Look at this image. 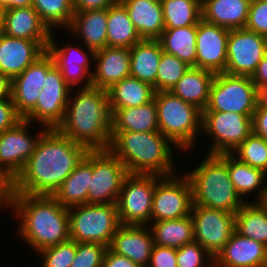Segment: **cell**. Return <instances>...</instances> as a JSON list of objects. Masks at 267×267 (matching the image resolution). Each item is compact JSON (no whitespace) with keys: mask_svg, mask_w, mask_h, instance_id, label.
Segmentation results:
<instances>
[{"mask_svg":"<svg viewBox=\"0 0 267 267\" xmlns=\"http://www.w3.org/2000/svg\"><path fill=\"white\" fill-rule=\"evenodd\" d=\"M88 151L57 129H47L16 177L15 192L52 196Z\"/></svg>","mask_w":267,"mask_h":267,"instance_id":"6da1fadb","label":"cell"},{"mask_svg":"<svg viewBox=\"0 0 267 267\" xmlns=\"http://www.w3.org/2000/svg\"><path fill=\"white\" fill-rule=\"evenodd\" d=\"M80 89L75 96L70 92L63 122L56 129L88 150H108L111 112L107 90L93 86Z\"/></svg>","mask_w":267,"mask_h":267,"instance_id":"7a4b0ae2","label":"cell"},{"mask_svg":"<svg viewBox=\"0 0 267 267\" xmlns=\"http://www.w3.org/2000/svg\"><path fill=\"white\" fill-rule=\"evenodd\" d=\"M13 208L16 232L36 252L70 239L68 209L53 196L15 193Z\"/></svg>","mask_w":267,"mask_h":267,"instance_id":"3957f363","label":"cell"},{"mask_svg":"<svg viewBox=\"0 0 267 267\" xmlns=\"http://www.w3.org/2000/svg\"><path fill=\"white\" fill-rule=\"evenodd\" d=\"M171 143V144H170ZM158 132H111L109 150L131 174L169 176L176 173L172 147Z\"/></svg>","mask_w":267,"mask_h":267,"instance_id":"277c9868","label":"cell"},{"mask_svg":"<svg viewBox=\"0 0 267 267\" xmlns=\"http://www.w3.org/2000/svg\"><path fill=\"white\" fill-rule=\"evenodd\" d=\"M207 154L195 170L185 173L191 184L193 204L235 215L247 198L239 196L230 180L227 154Z\"/></svg>","mask_w":267,"mask_h":267,"instance_id":"5b68a950","label":"cell"},{"mask_svg":"<svg viewBox=\"0 0 267 267\" xmlns=\"http://www.w3.org/2000/svg\"><path fill=\"white\" fill-rule=\"evenodd\" d=\"M153 99L157 107L159 132L180 150L186 151L195 146L193 143L201 134L202 111L171 91H157Z\"/></svg>","mask_w":267,"mask_h":267,"instance_id":"8992f818","label":"cell"},{"mask_svg":"<svg viewBox=\"0 0 267 267\" xmlns=\"http://www.w3.org/2000/svg\"><path fill=\"white\" fill-rule=\"evenodd\" d=\"M70 239L110 246L121 223L117 203L83 204L68 209Z\"/></svg>","mask_w":267,"mask_h":267,"instance_id":"52a82bcc","label":"cell"},{"mask_svg":"<svg viewBox=\"0 0 267 267\" xmlns=\"http://www.w3.org/2000/svg\"><path fill=\"white\" fill-rule=\"evenodd\" d=\"M257 104L258 89L250 76L216 73L203 112L253 114Z\"/></svg>","mask_w":267,"mask_h":267,"instance_id":"ba28073f","label":"cell"},{"mask_svg":"<svg viewBox=\"0 0 267 267\" xmlns=\"http://www.w3.org/2000/svg\"><path fill=\"white\" fill-rule=\"evenodd\" d=\"M252 115L202 112L201 131L211 138L209 154H231L251 133Z\"/></svg>","mask_w":267,"mask_h":267,"instance_id":"9c48e42d","label":"cell"},{"mask_svg":"<svg viewBox=\"0 0 267 267\" xmlns=\"http://www.w3.org/2000/svg\"><path fill=\"white\" fill-rule=\"evenodd\" d=\"M156 175L129 173L122 185L118 200L121 224L144 225L151 223V210Z\"/></svg>","mask_w":267,"mask_h":267,"instance_id":"30bf717a","label":"cell"},{"mask_svg":"<svg viewBox=\"0 0 267 267\" xmlns=\"http://www.w3.org/2000/svg\"><path fill=\"white\" fill-rule=\"evenodd\" d=\"M128 174L125 165L109 149L92 150V177L87 204L117 203Z\"/></svg>","mask_w":267,"mask_h":267,"instance_id":"8fae6325","label":"cell"},{"mask_svg":"<svg viewBox=\"0 0 267 267\" xmlns=\"http://www.w3.org/2000/svg\"><path fill=\"white\" fill-rule=\"evenodd\" d=\"M177 174V175H176ZM156 175L151 222L179 219L191 214L193 205L191 184L184 174Z\"/></svg>","mask_w":267,"mask_h":267,"instance_id":"7c38bea8","label":"cell"},{"mask_svg":"<svg viewBox=\"0 0 267 267\" xmlns=\"http://www.w3.org/2000/svg\"><path fill=\"white\" fill-rule=\"evenodd\" d=\"M190 215L194 224V241L215 259L235 232V215L194 204Z\"/></svg>","mask_w":267,"mask_h":267,"instance_id":"4fadbf2b","label":"cell"},{"mask_svg":"<svg viewBox=\"0 0 267 267\" xmlns=\"http://www.w3.org/2000/svg\"><path fill=\"white\" fill-rule=\"evenodd\" d=\"M71 90L54 65L47 72L36 106L23 119L31 123L38 121L47 129H56L63 122Z\"/></svg>","mask_w":267,"mask_h":267,"instance_id":"5bb4252c","label":"cell"},{"mask_svg":"<svg viewBox=\"0 0 267 267\" xmlns=\"http://www.w3.org/2000/svg\"><path fill=\"white\" fill-rule=\"evenodd\" d=\"M226 74L252 76L267 53V38L245 28L229 31Z\"/></svg>","mask_w":267,"mask_h":267,"instance_id":"9a60e30c","label":"cell"},{"mask_svg":"<svg viewBox=\"0 0 267 267\" xmlns=\"http://www.w3.org/2000/svg\"><path fill=\"white\" fill-rule=\"evenodd\" d=\"M31 124L33 123L22 119L0 134V168L15 179L27 164L41 135L47 130L46 127H41L37 136H30L27 127Z\"/></svg>","mask_w":267,"mask_h":267,"instance_id":"2e32d148","label":"cell"},{"mask_svg":"<svg viewBox=\"0 0 267 267\" xmlns=\"http://www.w3.org/2000/svg\"><path fill=\"white\" fill-rule=\"evenodd\" d=\"M54 65L52 56L46 51L25 71L11 80V99L22 118L36 106L47 72Z\"/></svg>","mask_w":267,"mask_h":267,"instance_id":"e0dca14e","label":"cell"},{"mask_svg":"<svg viewBox=\"0 0 267 267\" xmlns=\"http://www.w3.org/2000/svg\"><path fill=\"white\" fill-rule=\"evenodd\" d=\"M229 29L200 20L196 36V68L223 73L226 69Z\"/></svg>","mask_w":267,"mask_h":267,"instance_id":"ac0fdd59","label":"cell"},{"mask_svg":"<svg viewBox=\"0 0 267 267\" xmlns=\"http://www.w3.org/2000/svg\"><path fill=\"white\" fill-rule=\"evenodd\" d=\"M49 41H33L0 34V73L10 80L41 57Z\"/></svg>","mask_w":267,"mask_h":267,"instance_id":"d6986e66","label":"cell"},{"mask_svg":"<svg viewBox=\"0 0 267 267\" xmlns=\"http://www.w3.org/2000/svg\"><path fill=\"white\" fill-rule=\"evenodd\" d=\"M53 32L47 47V52L52 56L55 66L61 71L64 81L71 89L74 86L76 87L78 83H81L83 79L85 83H83L84 86L81 88L92 86L91 75L93 71H89V66L91 65L90 62L94 59V53L88 55L77 44L75 46L70 44V46L60 47L56 44L58 41L55 40ZM90 59L92 60L89 61Z\"/></svg>","mask_w":267,"mask_h":267,"instance_id":"ffe728a7","label":"cell"},{"mask_svg":"<svg viewBox=\"0 0 267 267\" xmlns=\"http://www.w3.org/2000/svg\"><path fill=\"white\" fill-rule=\"evenodd\" d=\"M214 267H267V246L235 230L214 259Z\"/></svg>","mask_w":267,"mask_h":267,"instance_id":"44dd1931","label":"cell"},{"mask_svg":"<svg viewBox=\"0 0 267 267\" xmlns=\"http://www.w3.org/2000/svg\"><path fill=\"white\" fill-rule=\"evenodd\" d=\"M153 245L149 227L121 224L113 235L108 248L118 255L127 257L141 267H147Z\"/></svg>","mask_w":267,"mask_h":267,"instance_id":"7402d4cb","label":"cell"},{"mask_svg":"<svg viewBox=\"0 0 267 267\" xmlns=\"http://www.w3.org/2000/svg\"><path fill=\"white\" fill-rule=\"evenodd\" d=\"M93 62L92 86L108 90L113 84L130 76V49L109 47L97 50Z\"/></svg>","mask_w":267,"mask_h":267,"instance_id":"603a6c76","label":"cell"},{"mask_svg":"<svg viewBox=\"0 0 267 267\" xmlns=\"http://www.w3.org/2000/svg\"><path fill=\"white\" fill-rule=\"evenodd\" d=\"M3 34L33 41H50L52 31L32 7L4 9Z\"/></svg>","mask_w":267,"mask_h":267,"instance_id":"cb8c5ba5","label":"cell"},{"mask_svg":"<svg viewBox=\"0 0 267 267\" xmlns=\"http://www.w3.org/2000/svg\"><path fill=\"white\" fill-rule=\"evenodd\" d=\"M67 30L81 36L89 53L107 46V9L74 12Z\"/></svg>","mask_w":267,"mask_h":267,"instance_id":"d4e9b609","label":"cell"},{"mask_svg":"<svg viewBox=\"0 0 267 267\" xmlns=\"http://www.w3.org/2000/svg\"><path fill=\"white\" fill-rule=\"evenodd\" d=\"M142 39L158 40L165 29L160 0H122Z\"/></svg>","mask_w":267,"mask_h":267,"instance_id":"484cf974","label":"cell"},{"mask_svg":"<svg viewBox=\"0 0 267 267\" xmlns=\"http://www.w3.org/2000/svg\"><path fill=\"white\" fill-rule=\"evenodd\" d=\"M251 0H203L201 19L229 30L245 28Z\"/></svg>","mask_w":267,"mask_h":267,"instance_id":"4316f807","label":"cell"},{"mask_svg":"<svg viewBox=\"0 0 267 267\" xmlns=\"http://www.w3.org/2000/svg\"><path fill=\"white\" fill-rule=\"evenodd\" d=\"M91 177L92 150H89L52 196L67 209L87 204Z\"/></svg>","mask_w":267,"mask_h":267,"instance_id":"83f0119b","label":"cell"},{"mask_svg":"<svg viewBox=\"0 0 267 267\" xmlns=\"http://www.w3.org/2000/svg\"><path fill=\"white\" fill-rule=\"evenodd\" d=\"M111 132H158V115L155 100L138 106L109 108Z\"/></svg>","mask_w":267,"mask_h":267,"instance_id":"f1b7e54d","label":"cell"},{"mask_svg":"<svg viewBox=\"0 0 267 267\" xmlns=\"http://www.w3.org/2000/svg\"><path fill=\"white\" fill-rule=\"evenodd\" d=\"M214 76L215 73L212 71L190 67L171 92L203 112L209 101Z\"/></svg>","mask_w":267,"mask_h":267,"instance_id":"f546056e","label":"cell"},{"mask_svg":"<svg viewBox=\"0 0 267 267\" xmlns=\"http://www.w3.org/2000/svg\"><path fill=\"white\" fill-rule=\"evenodd\" d=\"M163 50L159 40L142 39L130 48V76L153 86Z\"/></svg>","mask_w":267,"mask_h":267,"instance_id":"4dcf8cb0","label":"cell"},{"mask_svg":"<svg viewBox=\"0 0 267 267\" xmlns=\"http://www.w3.org/2000/svg\"><path fill=\"white\" fill-rule=\"evenodd\" d=\"M227 166L230 180L241 198L260 189L256 202H264L267 195V184L264 181L267 179L266 172L242 163L233 154H227Z\"/></svg>","mask_w":267,"mask_h":267,"instance_id":"1f68e13d","label":"cell"},{"mask_svg":"<svg viewBox=\"0 0 267 267\" xmlns=\"http://www.w3.org/2000/svg\"><path fill=\"white\" fill-rule=\"evenodd\" d=\"M109 108L138 107L151 102L155 90L153 86L128 76L113 84L108 90Z\"/></svg>","mask_w":267,"mask_h":267,"instance_id":"d6a6232c","label":"cell"},{"mask_svg":"<svg viewBox=\"0 0 267 267\" xmlns=\"http://www.w3.org/2000/svg\"><path fill=\"white\" fill-rule=\"evenodd\" d=\"M152 223L147 227L150 228L154 245L178 249L194 241V224L191 215Z\"/></svg>","mask_w":267,"mask_h":267,"instance_id":"836d02e7","label":"cell"},{"mask_svg":"<svg viewBox=\"0 0 267 267\" xmlns=\"http://www.w3.org/2000/svg\"><path fill=\"white\" fill-rule=\"evenodd\" d=\"M141 40L127 10L120 2L107 9V46L130 49Z\"/></svg>","mask_w":267,"mask_h":267,"instance_id":"e575fe53","label":"cell"},{"mask_svg":"<svg viewBox=\"0 0 267 267\" xmlns=\"http://www.w3.org/2000/svg\"><path fill=\"white\" fill-rule=\"evenodd\" d=\"M197 25L164 29L158 39L162 50L184 61L190 67H196Z\"/></svg>","mask_w":267,"mask_h":267,"instance_id":"d590c367","label":"cell"},{"mask_svg":"<svg viewBox=\"0 0 267 267\" xmlns=\"http://www.w3.org/2000/svg\"><path fill=\"white\" fill-rule=\"evenodd\" d=\"M235 230L267 246V205L246 201L235 214Z\"/></svg>","mask_w":267,"mask_h":267,"instance_id":"8d00e7d4","label":"cell"},{"mask_svg":"<svg viewBox=\"0 0 267 267\" xmlns=\"http://www.w3.org/2000/svg\"><path fill=\"white\" fill-rule=\"evenodd\" d=\"M165 29L197 25L201 20V5L192 0H160Z\"/></svg>","mask_w":267,"mask_h":267,"instance_id":"74e56055","label":"cell"},{"mask_svg":"<svg viewBox=\"0 0 267 267\" xmlns=\"http://www.w3.org/2000/svg\"><path fill=\"white\" fill-rule=\"evenodd\" d=\"M32 7L51 31L67 29L74 14L73 0H33Z\"/></svg>","mask_w":267,"mask_h":267,"instance_id":"f35d334b","label":"cell"},{"mask_svg":"<svg viewBox=\"0 0 267 267\" xmlns=\"http://www.w3.org/2000/svg\"><path fill=\"white\" fill-rule=\"evenodd\" d=\"M189 68L188 64L176 56L163 52L154 83L155 92L171 91Z\"/></svg>","mask_w":267,"mask_h":267,"instance_id":"ab89813d","label":"cell"},{"mask_svg":"<svg viewBox=\"0 0 267 267\" xmlns=\"http://www.w3.org/2000/svg\"><path fill=\"white\" fill-rule=\"evenodd\" d=\"M231 154L242 163L267 173V141L261 136L252 132Z\"/></svg>","mask_w":267,"mask_h":267,"instance_id":"60d3db41","label":"cell"},{"mask_svg":"<svg viewBox=\"0 0 267 267\" xmlns=\"http://www.w3.org/2000/svg\"><path fill=\"white\" fill-rule=\"evenodd\" d=\"M42 254L41 267H70L76 255V242L69 239L38 251Z\"/></svg>","mask_w":267,"mask_h":267,"instance_id":"b9f144b4","label":"cell"},{"mask_svg":"<svg viewBox=\"0 0 267 267\" xmlns=\"http://www.w3.org/2000/svg\"><path fill=\"white\" fill-rule=\"evenodd\" d=\"M107 249L104 244L76 242V255L70 267H102Z\"/></svg>","mask_w":267,"mask_h":267,"instance_id":"7bdbcfd3","label":"cell"},{"mask_svg":"<svg viewBox=\"0 0 267 267\" xmlns=\"http://www.w3.org/2000/svg\"><path fill=\"white\" fill-rule=\"evenodd\" d=\"M203 266L214 267V259L198 242L193 241L177 249V267Z\"/></svg>","mask_w":267,"mask_h":267,"instance_id":"ee69618b","label":"cell"},{"mask_svg":"<svg viewBox=\"0 0 267 267\" xmlns=\"http://www.w3.org/2000/svg\"><path fill=\"white\" fill-rule=\"evenodd\" d=\"M245 29L267 38V0H251Z\"/></svg>","mask_w":267,"mask_h":267,"instance_id":"f6af8a7d","label":"cell"},{"mask_svg":"<svg viewBox=\"0 0 267 267\" xmlns=\"http://www.w3.org/2000/svg\"><path fill=\"white\" fill-rule=\"evenodd\" d=\"M147 267H177V249L153 245Z\"/></svg>","mask_w":267,"mask_h":267,"instance_id":"bcb514c9","label":"cell"},{"mask_svg":"<svg viewBox=\"0 0 267 267\" xmlns=\"http://www.w3.org/2000/svg\"><path fill=\"white\" fill-rule=\"evenodd\" d=\"M22 119L11 98L0 99V134L14 127Z\"/></svg>","mask_w":267,"mask_h":267,"instance_id":"7dc6e473","label":"cell"},{"mask_svg":"<svg viewBox=\"0 0 267 267\" xmlns=\"http://www.w3.org/2000/svg\"><path fill=\"white\" fill-rule=\"evenodd\" d=\"M15 193V178L0 168V207L4 205L13 209Z\"/></svg>","mask_w":267,"mask_h":267,"instance_id":"c3c4849f","label":"cell"},{"mask_svg":"<svg viewBox=\"0 0 267 267\" xmlns=\"http://www.w3.org/2000/svg\"><path fill=\"white\" fill-rule=\"evenodd\" d=\"M252 132L267 141V107H256L252 115Z\"/></svg>","mask_w":267,"mask_h":267,"instance_id":"681fc988","label":"cell"},{"mask_svg":"<svg viewBox=\"0 0 267 267\" xmlns=\"http://www.w3.org/2000/svg\"><path fill=\"white\" fill-rule=\"evenodd\" d=\"M117 3L116 0H73L74 12L108 9Z\"/></svg>","mask_w":267,"mask_h":267,"instance_id":"f907efd6","label":"cell"},{"mask_svg":"<svg viewBox=\"0 0 267 267\" xmlns=\"http://www.w3.org/2000/svg\"><path fill=\"white\" fill-rule=\"evenodd\" d=\"M102 267H141L125 256L112 252L109 248L104 256Z\"/></svg>","mask_w":267,"mask_h":267,"instance_id":"816d5d0a","label":"cell"},{"mask_svg":"<svg viewBox=\"0 0 267 267\" xmlns=\"http://www.w3.org/2000/svg\"><path fill=\"white\" fill-rule=\"evenodd\" d=\"M256 88L267 85V53L257 65L256 71L251 76Z\"/></svg>","mask_w":267,"mask_h":267,"instance_id":"f5cc1de1","label":"cell"},{"mask_svg":"<svg viewBox=\"0 0 267 267\" xmlns=\"http://www.w3.org/2000/svg\"><path fill=\"white\" fill-rule=\"evenodd\" d=\"M11 98V80L0 73V99Z\"/></svg>","mask_w":267,"mask_h":267,"instance_id":"db71d44e","label":"cell"},{"mask_svg":"<svg viewBox=\"0 0 267 267\" xmlns=\"http://www.w3.org/2000/svg\"><path fill=\"white\" fill-rule=\"evenodd\" d=\"M33 0H0V6L4 9L32 6Z\"/></svg>","mask_w":267,"mask_h":267,"instance_id":"11a10c76","label":"cell"},{"mask_svg":"<svg viewBox=\"0 0 267 267\" xmlns=\"http://www.w3.org/2000/svg\"><path fill=\"white\" fill-rule=\"evenodd\" d=\"M257 107H267V85L258 88Z\"/></svg>","mask_w":267,"mask_h":267,"instance_id":"9f6ffc18","label":"cell"},{"mask_svg":"<svg viewBox=\"0 0 267 267\" xmlns=\"http://www.w3.org/2000/svg\"><path fill=\"white\" fill-rule=\"evenodd\" d=\"M3 15H4V8L0 6V34L3 33Z\"/></svg>","mask_w":267,"mask_h":267,"instance_id":"6f0895ef","label":"cell"},{"mask_svg":"<svg viewBox=\"0 0 267 267\" xmlns=\"http://www.w3.org/2000/svg\"><path fill=\"white\" fill-rule=\"evenodd\" d=\"M198 2L200 5L202 4L203 0H192Z\"/></svg>","mask_w":267,"mask_h":267,"instance_id":"680465c9","label":"cell"},{"mask_svg":"<svg viewBox=\"0 0 267 267\" xmlns=\"http://www.w3.org/2000/svg\"><path fill=\"white\" fill-rule=\"evenodd\" d=\"M264 203L267 205V195H266V198L264 200Z\"/></svg>","mask_w":267,"mask_h":267,"instance_id":"91938a15","label":"cell"}]
</instances>
